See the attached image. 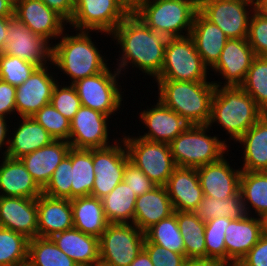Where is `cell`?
I'll use <instances>...</instances> for the list:
<instances>
[{
	"mask_svg": "<svg viewBox=\"0 0 267 266\" xmlns=\"http://www.w3.org/2000/svg\"><path fill=\"white\" fill-rule=\"evenodd\" d=\"M240 193L246 214L245 201H249L260 218L267 214V171H242Z\"/></svg>",
	"mask_w": 267,
	"mask_h": 266,
	"instance_id": "cell-37",
	"label": "cell"
},
{
	"mask_svg": "<svg viewBox=\"0 0 267 266\" xmlns=\"http://www.w3.org/2000/svg\"><path fill=\"white\" fill-rule=\"evenodd\" d=\"M232 218H214L205 221L206 261L226 266L225 229Z\"/></svg>",
	"mask_w": 267,
	"mask_h": 266,
	"instance_id": "cell-40",
	"label": "cell"
},
{
	"mask_svg": "<svg viewBox=\"0 0 267 266\" xmlns=\"http://www.w3.org/2000/svg\"><path fill=\"white\" fill-rule=\"evenodd\" d=\"M174 213L172 202L165 186H156L151 191L137 196L133 224L146 232L154 224Z\"/></svg>",
	"mask_w": 267,
	"mask_h": 266,
	"instance_id": "cell-26",
	"label": "cell"
},
{
	"mask_svg": "<svg viewBox=\"0 0 267 266\" xmlns=\"http://www.w3.org/2000/svg\"><path fill=\"white\" fill-rule=\"evenodd\" d=\"M67 156L72 161L71 199L90 196L95 180L93 148H71Z\"/></svg>",
	"mask_w": 267,
	"mask_h": 266,
	"instance_id": "cell-33",
	"label": "cell"
},
{
	"mask_svg": "<svg viewBox=\"0 0 267 266\" xmlns=\"http://www.w3.org/2000/svg\"><path fill=\"white\" fill-rule=\"evenodd\" d=\"M4 1L9 3L15 9L20 0H4Z\"/></svg>",
	"mask_w": 267,
	"mask_h": 266,
	"instance_id": "cell-60",
	"label": "cell"
},
{
	"mask_svg": "<svg viewBox=\"0 0 267 266\" xmlns=\"http://www.w3.org/2000/svg\"><path fill=\"white\" fill-rule=\"evenodd\" d=\"M260 219L262 223V235L267 237V214L262 216Z\"/></svg>",
	"mask_w": 267,
	"mask_h": 266,
	"instance_id": "cell-59",
	"label": "cell"
},
{
	"mask_svg": "<svg viewBox=\"0 0 267 266\" xmlns=\"http://www.w3.org/2000/svg\"><path fill=\"white\" fill-rule=\"evenodd\" d=\"M58 87V84L54 86L50 103L71 122L76 112L82 106L80 98L72 84L61 89Z\"/></svg>",
	"mask_w": 267,
	"mask_h": 266,
	"instance_id": "cell-47",
	"label": "cell"
},
{
	"mask_svg": "<svg viewBox=\"0 0 267 266\" xmlns=\"http://www.w3.org/2000/svg\"><path fill=\"white\" fill-rule=\"evenodd\" d=\"M76 36H64L60 43L52 47L51 62L76 81L91 77L107 68L86 31Z\"/></svg>",
	"mask_w": 267,
	"mask_h": 266,
	"instance_id": "cell-5",
	"label": "cell"
},
{
	"mask_svg": "<svg viewBox=\"0 0 267 266\" xmlns=\"http://www.w3.org/2000/svg\"><path fill=\"white\" fill-rule=\"evenodd\" d=\"M137 195L124 181L120 182L101 201L109 223H129L134 219ZM128 221V222H127Z\"/></svg>",
	"mask_w": 267,
	"mask_h": 266,
	"instance_id": "cell-35",
	"label": "cell"
},
{
	"mask_svg": "<svg viewBox=\"0 0 267 266\" xmlns=\"http://www.w3.org/2000/svg\"><path fill=\"white\" fill-rule=\"evenodd\" d=\"M117 70L112 74L108 67L91 77L80 79L73 83L76 92L84 107L99 111L107 116L120 107L122 96L117 88Z\"/></svg>",
	"mask_w": 267,
	"mask_h": 266,
	"instance_id": "cell-12",
	"label": "cell"
},
{
	"mask_svg": "<svg viewBox=\"0 0 267 266\" xmlns=\"http://www.w3.org/2000/svg\"><path fill=\"white\" fill-rule=\"evenodd\" d=\"M14 16V8L4 0H0V17Z\"/></svg>",
	"mask_w": 267,
	"mask_h": 266,
	"instance_id": "cell-55",
	"label": "cell"
},
{
	"mask_svg": "<svg viewBox=\"0 0 267 266\" xmlns=\"http://www.w3.org/2000/svg\"><path fill=\"white\" fill-rule=\"evenodd\" d=\"M7 30L3 54L17 56L38 67L45 66L46 58L51 61L52 47L47 46L49 41L33 33L17 17H9Z\"/></svg>",
	"mask_w": 267,
	"mask_h": 266,
	"instance_id": "cell-14",
	"label": "cell"
},
{
	"mask_svg": "<svg viewBox=\"0 0 267 266\" xmlns=\"http://www.w3.org/2000/svg\"><path fill=\"white\" fill-rule=\"evenodd\" d=\"M28 261L31 266H79L51 238L38 236L28 242Z\"/></svg>",
	"mask_w": 267,
	"mask_h": 266,
	"instance_id": "cell-38",
	"label": "cell"
},
{
	"mask_svg": "<svg viewBox=\"0 0 267 266\" xmlns=\"http://www.w3.org/2000/svg\"><path fill=\"white\" fill-rule=\"evenodd\" d=\"M144 250L150 256L154 266H183L188 260L185 255L172 252L164 247L150 243L146 238Z\"/></svg>",
	"mask_w": 267,
	"mask_h": 266,
	"instance_id": "cell-48",
	"label": "cell"
},
{
	"mask_svg": "<svg viewBox=\"0 0 267 266\" xmlns=\"http://www.w3.org/2000/svg\"><path fill=\"white\" fill-rule=\"evenodd\" d=\"M145 238L150 242L172 252L185 255L184 240L177 222V211L154 224L145 232Z\"/></svg>",
	"mask_w": 267,
	"mask_h": 266,
	"instance_id": "cell-39",
	"label": "cell"
},
{
	"mask_svg": "<svg viewBox=\"0 0 267 266\" xmlns=\"http://www.w3.org/2000/svg\"><path fill=\"white\" fill-rule=\"evenodd\" d=\"M237 141L244 146L241 171H267V114H264Z\"/></svg>",
	"mask_w": 267,
	"mask_h": 266,
	"instance_id": "cell-32",
	"label": "cell"
},
{
	"mask_svg": "<svg viewBox=\"0 0 267 266\" xmlns=\"http://www.w3.org/2000/svg\"><path fill=\"white\" fill-rule=\"evenodd\" d=\"M127 148L109 145L93 148V167L95 180L91 191L92 197L102 199L123 181L125 165L129 161Z\"/></svg>",
	"mask_w": 267,
	"mask_h": 266,
	"instance_id": "cell-13",
	"label": "cell"
},
{
	"mask_svg": "<svg viewBox=\"0 0 267 266\" xmlns=\"http://www.w3.org/2000/svg\"><path fill=\"white\" fill-rule=\"evenodd\" d=\"M0 190L4 197L37 198L42 194L23 162L8 156L0 166Z\"/></svg>",
	"mask_w": 267,
	"mask_h": 266,
	"instance_id": "cell-28",
	"label": "cell"
},
{
	"mask_svg": "<svg viewBox=\"0 0 267 266\" xmlns=\"http://www.w3.org/2000/svg\"><path fill=\"white\" fill-rule=\"evenodd\" d=\"M255 57L253 48L245 39H228L219 60L212 67L228 82L224 86H241Z\"/></svg>",
	"mask_w": 267,
	"mask_h": 266,
	"instance_id": "cell-18",
	"label": "cell"
},
{
	"mask_svg": "<svg viewBox=\"0 0 267 266\" xmlns=\"http://www.w3.org/2000/svg\"><path fill=\"white\" fill-rule=\"evenodd\" d=\"M56 81L47 73V67H37L31 76L16 87V111L21 117H31L51 101Z\"/></svg>",
	"mask_w": 267,
	"mask_h": 266,
	"instance_id": "cell-16",
	"label": "cell"
},
{
	"mask_svg": "<svg viewBox=\"0 0 267 266\" xmlns=\"http://www.w3.org/2000/svg\"><path fill=\"white\" fill-rule=\"evenodd\" d=\"M177 222L188 260H206L205 221L193 212L177 211Z\"/></svg>",
	"mask_w": 267,
	"mask_h": 266,
	"instance_id": "cell-34",
	"label": "cell"
},
{
	"mask_svg": "<svg viewBox=\"0 0 267 266\" xmlns=\"http://www.w3.org/2000/svg\"><path fill=\"white\" fill-rule=\"evenodd\" d=\"M92 266H110L106 263H103L102 261L95 262Z\"/></svg>",
	"mask_w": 267,
	"mask_h": 266,
	"instance_id": "cell-61",
	"label": "cell"
},
{
	"mask_svg": "<svg viewBox=\"0 0 267 266\" xmlns=\"http://www.w3.org/2000/svg\"><path fill=\"white\" fill-rule=\"evenodd\" d=\"M109 116L81 106L70 122L69 144L75 149L104 148L107 145Z\"/></svg>",
	"mask_w": 267,
	"mask_h": 266,
	"instance_id": "cell-15",
	"label": "cell"
},
{
	"mask_svg": "<svg viewBox=\"0 0 267 266\" xmlns=\"http://www.w3.org/2000/svg\"><path fill=\"white\" fill-rule=\"evenodd\" d=\"M193 213L202 221L214 218H243L246 214L240 190L228 198L216 199L210 196H203L199 206Z\"/></svg>",
	"mask_w": 267,
	"mask_h": 266,
	"instance_id": "cell-36",
	"label": "cell"
},
{
	"mask_svg": "<svg viewBox=\"0 0 267 266\" xmlns=\"http://www.w3.org/2000/svg\"><path fill=\"white\" fill-rule=\"evenodd\" d=\"M14 16L47 41L63 33L65 20L41 0H20L14 9Z\"/></svg>",
	"mask_w": 267,
	"mask_h": 266,
	"instance_id": "cell-20",
	"label": "cell"
},
{
	"mask_svg": "<svg viewBox=\"0 0 267 266\" xmlns=\"http://www.w3.org/2000/svg\"><path fill=\"white\" fill-rule=\"evenodd\" d=\"M183 266H219V265L206 260H187V262Z\"/></svg>",
	"mask_w": 267,
	"mask_h": 266,
	"instance_id": "cell-56",
	"label": "cell"
},
{
	"mask_svg": "<svg viewBox=\"0 0 267 266\" xmlns=\"http://www.w3.org/2000/svg\"><path fill=\"white\" fill-rule=\"evenodd\" d=\"M38 237L53 235L73 228L71 200L52 198L43 193L37 197Z\"/></svg>",
	"mask_w": 267,
	"mask_h": 266,
	"instance_id": "cell-23",
	"label": "cell"
},
{
	"mask_svg": "<svg viewBox=\"0 0 267 266\" xmlns=\"http://www.w3.org/2000/svg\"><path fill=\"white\" fill-rule=\"evenodd\" d=\"M23 122L14 138L6 141L9 146L4 155L20 159L31 152L51 144L55 139L33 117H22Z\"/></svg>",
	"mask_w": 267,
	"mask_h": 266,
	"instance_id": "cell-30",
	"label": "cell"
},
{
	"mask_svg": "<svg viewBox=\"0 0 267 266\" xmlns=\"http://www.w3.org/2000/svg\"><path fill=\"white\" fill-rule=\"evenodd\" d=\"M12 266H31V264L29 263V261H25V262H22V263H19V264H16V265H12Z\"/></svg>",
	"mask_w": 267,
	"mask_h": 266,
	"instance_id": "cell-62",
	"label": "cell"
},
{
	"mask_svg": "<svg viewBox=\"0 0 267 266\" xmlns=\"http://www.w3.org/2000/svg\"><path fill=\"white\" fill-rule=\"evenodd\" d=\"M132 12V0H79L71 21L78 30H100L111 35Z\"/></svg>",
	"mask_w": 267,
	"mask_h": 266,
	"instance_id": "cell-10",
	"label": "cell"
},
{
	"mask_svg": "<svg viewBox=\"0 0 267 266\" xmlns=\"http://www.w3.org/2000/svg\"><path fill=\"white\" fill-rule=\"evenodd\" d=\"M257 8L262 11L265 15H267V0H260L257 3Z\"/></svg>",
	"mask_w": 267,
	"mask_h": 266,
	"instance_id": "cell-58",
	"label": "cell"
},
{
	"mask_svg": "<svg viewBox=\"0 0 267 266\" xmlns=\"http://www.w3.org/2000/svg\"><path fill=\"white\" fill-rule=\"evenodd\" d=\"M72 161L66 156L56 167L42 193L52 198L71 200Z\"/></svg>",
	"mask_w": 267,
	"mask_h": 266,
	"instance_id": "cell-45",
	"label": "cell"
},
{
	"mask_svg": "<svg viewBox=\"0 0 267 266\" xmlns=\"http://www.w3.org/2000/svg\"><path fill=\"white\" fill-rule=\"evenodd\" d=\"M199 0H132V12L153 31L166 37H182V29L190 35ZM180 31V32H179Z\"/></svg>",
	"mask_w": 267,
	"mask_h": 266,
	"instance_id": "cell-4",
	"label": "cell"
},
{
	"mask_svg": "<svg viewBox=\"0 0 267 266\" xmlns=\"http://www.w3.org/2000/svg\"><path fill=\"white\" fill-rule=\"evenodd\" d=\"M56 246L79 266H92L100 261L99 238L75 227L51 237Z\"/></svg>",
	"mask_w": 267,
	"mask_h": 266,
	"instance_id": "cell-27",
	"label": "cell"
},
{
	"mask_svg": "<svg viewBox=\"0 0 267 266\" xmlns=\"http://www.w3.org/2000/svg\"><path fill=\"white\" fill-rule=\"evenodd\" d=\"M206 73L207 66L190 35L168 38L162 69L156 80L206 81Z\"/></svg>",
	"mask_w": 267,
	"mask_h": 266,
	"instance_id": "cell-7",
	"label": "cell"
},
{
	"mask_svg": "<svg viewBox=\"0 0 267 266\" xmlns=\"http://www.w3.org/2000/svg\"><path fill=\"white\" fill-rule=\"evenodd\" d=\"M15 94L16 87L0 79V117L16 111Z\"/></svg>",
	"mask_w": 267,
	"mask_h": 266,
	"instance_id": "cell-51",
	"label": "cell"
},
{
	"mask_svg": "<svg viewBox=\"0 0 267 266\" xmlns=\"http://www.w3.org/2000/svg\"><path fill=\"white\" fill-rule=\"evenodd\" d=\"M203 196L224 199L240 190L241 170H233L222 157L219 161L196 168Z\"/></svg>",
	"mask_w": 267,
	"mask_h": 266,
	"instance_id": "cell-21",
	"label": "cell"
},
{
	"mask_svg": "<svg viewBox=\"0 0 267 266\" xmlns=\"http://www.w3.org/2000/svg\"><path fill=\"white\" fill-rule=\"evenodd\" d=\"M51 10L59 14L67 23L71 21L74 11L75 4L72 0H41Z\"/></svg>",
	"mask_w": 267,
	"mask_h": 266,
	"instance_id": "cell-52",
	"label": "cell"
},
{
	"mask_svg": "<svg viewBox=\"0 0 267 266\" xmlns=\"http://www.w3.org/2000/svg\"><path fill=\"white\" fill-rule=\"evenodd\" d=\"M55 140H69L70 121L58 112L51 103L43 106L33 116Z\"/></svg>",
	"mask_w": 267,
	"mask_h": 266,
	"instance_id": "cell-44",
	"label": "cell"
},
{
	"mask_svg": "<svg viewBox=\"0 0 267 266\" xmlns=\"http://www.w3.org/2000/svg\"><path fill=\"white\" fill-rule=\"evenodd\" d=\"M251 1H253V2H255L257 4L260 0H255V1L254 0H251Z\"/></svg>",
	"mask_w": 267,
	"mask_h": 266,
	"instance_id": "cell-63",
	"label": "cell"
},
{
	"mask_svg": "<svg viewBox=\"0 0 267 266\" xmlns=\"http://www.w3.org/2000/svg\"><path fill=\"white\" fill-rule=\"evenodd\" d=\"M71 145L66 140H54L20 158L26 169L43 190L50 181L56 167L68 155Z\"/></svg>",
	"mask_w": 267,
	"mask_h": 266,
	"instance_id": "cell-24",
	"label": "cell"
},
{
	"mask_svg": "<svg viewBox=\"0 0 267 266\" xmlns=\"http://www.w3.org/2000/svg\"><path fill=\"white\" fill-rule=\"evenodd\" d=\"M216 88L211 101L209 124L217 121L236 141L252 127L265 113L255 100L240 86Z\"/></svg>",
	"mask_w": 267,
	"mask_h": 266,
	"instance_id": "cell-3",
	"label": "cell"
},
{
	"mask_svg": "<svg viewBox=\"0 0 267 266\" xmlns=\"http://www.w3.org/2000/svg\"><path fill=\"white\" fill-rule=\"evenodd\" d=\"M165 187L174 211L193 212L203 198L196 168L176 167Z\"/></svg>",
	"mask_w": 267,
	"mask_h": 266,
	"instance_id": "cell-22",
	"label": "cell"
},
{
	"mask_svg": "<svg viewBox=\"0 0 267 266\" xmlns=\"http://www.w3.org/2000/svg\"><path fill=\"white\" fill-rule=\"evenodd\" d=\"M248 4L257 7L251 0H199V12L217 25L228 39H245L250 21L245 8Z\"/></svg>",
	"mask_w": 267,
	"mask_h": 266,
	"instance_id": "cell-11",
	"label": "cell"
},
{
	"mask_svg": "<svg viewBox=\"0 0 267 266\" xmlns=\"http://www.w3.org/2000/svg\"><path fill=\"white\" fill-rule=\"evenodd\" d=\"M111 34H114L123 50L118 71L131 61L151 76L160 74L168 37L147 27L133 12Z\"/></svg>",
	"mask_w": 267,
	"mask_h": 266,
	"instance_id": "cell-1",
	"label": "cell"
},
{
	"mask_svg": "<svg viewBox=\"0 0 267 266\" xmlns=\"http://www.w3.org/2000/svg\"><path fill=\"white\" fill-rule=\"evenodd\" d=\"M71 208L74 227L85 234L100 238L110 224L99 198L86 196L71 199Z\"/></svg>",
	"mask_w": 267,
	"mask_h": 266,
	"instance_id": "cell-31",
	"label": "cell"
},
{
	"mask_svg": "<svg viewBox=\"0 0 267 266\" xmlns=\"http://www.w3.org/2000/svg\"><path fill=\"white\" fill-rule=\"evenodd\" d=\"M236 266H267V237L262 235Z\"/></svg>",
	"mask_w": 267,
	"mask_h": 266,
	"instance_id": "cell-50",
	"label": "cell"
},
{
	"mask_svg": "<svg viewBox=\"0 0 267 266\" xmlns=\"http://www.w3.org/2000/svg\"><path fill=\"white\" fill-rule=\"evenodd\" d=\"M249 21L247 41L255 56L267 57V15L254 7Z\"/></svg>",
	"mask_w": 267,
	"mask_h": 266,
	"instance_id": "cell-46",
	"label": "cell"
},
{
	"mask_svg": "<svg viewBox=\"0 0 267 266\" xmlns=\"http://www.w3.org/2000/svg\"><path fill=\"white\" fill-rule=\"evenodd\" d=\"M141 119L149 132L140 138L152 142L171 143L190 124L160 100L155 108L141 112Z\"/></svg>",
	"mask_w": 267,
	"mask_h": 266,
	"instance_id": "cell-25",
	"label": "cell"
},
{
	"mask_svg": "<svg viewBox=\"0 0 267 266\" xmlns=\"http://www.w3.org/2000/svg\"><path fill=\"white\" fill-rule=\"evenodd\" d=\"M130 223H110L99 238L100 261L129 266L144 249L145 233Z\"/></svg>",
	"mask_w": 267,
	"mask_h": 266,
	"instance_id": "cell-9",
	"label": "cell"
},
{
	"mask_svg": "<svg viewBox=\"0 0 267 266\" xmlns=\"http://www.w3.org/2000/svg\"><path fill=\"white\" fill-rule=\"evenodd\" d=\"M29 239L23 234L0 227V266H12L28 260Z\"/></svg>",
	"mask_w": 267,
	"mask_h": 266,
	"instance_id": "cell-42",
	"label": "cell"
},
{
	"mask_svg": "<svg viewBox=\"0 0 267 266\" xmlns=\"http://www.w3.org/2000/svg\"><path fill=\"white\" fill-rule=\"evenodd\" d=\"M74 4H76L79 0H72Z\"/></svg>",
	"mask_w": 267,
	"mask_h": 266,
	"instance_id": "cell-64",
	"label": "cell"
},
{
	"mask_svg": "<svg viewBox=\"0 0 267 266\" xmlns=\"http://www.w3.org/2000/svg\"><path fill=\"white\" fill-rule=\"evenodd\" d=\"M5 121H6L5 118L0 117V147H2L3 144H5L4 140L7 137L6 134L8 129Z\"/></svg>",
	"mask_w": 267,
	"mask_h": 266,
	"instance_id": "cell-57",
	"label": "cell"
},
{
	"mask_svg": "<svg viewBox=\"0 0 267 266\" xmlns=\"http://www.w3.org/2000/svg\"><path fill=\"white\" fill-rule=\"evenodd\" d=\"M9 17H0V53H2L7 41V27Z\"/></svg>",
	"mask_w": 267,
	"mask_h": 266,
	"instance_id": "cell-53",
	"label": "cell"
},
{
	"mask_svg": "<svg viewBox=\"0 0 267 266\" xmlns=\"http://www.w3.org/2000/svg\"><path fill=\"white\" fill-rule=\"evenodd\" d=\"M240 87L267 114V57L255 56L253 58L246 78Z\"/></svg>",
	"mask_w": 267,
	"mask_h": 266,
	"instance_id": "cell-41",
	"label": "cell"
},
{
	"mask_svg": "<svg viewBox=\"0 0 267 266\" xmlns=\"http://www.w3.org/2000/svg\"><path fill=\"white\" fill-rule=\"evenodd\" d=\"M0 227L33 239L38 236L37 198L0 196Z\"/></svg>",
	"mask_w": 267,
	"mask_h": 266,
	"instance_id": "cell-17",
	"label": "cell"
},
{
	"mask_svg": "<svg viewBox=\"0 0 267 266\" xmlns=\"http://www.w3.org/2000/svg\"><path fill=\"white\" fill-rule=\"evenodd\" d=\"M37 67L17 56L0 53V79L12 86L21 85Z\"/></svg>",
	"mask_w": 267,
	"mask_h": 266,
	"instance_id": "cell-43",
	"label": "cell"
},
{
	"mask_svg": "<svg viewBox=\"0 0 267 266\" xmlns=\"http://www.w3.org/2000/svg\"><path fill=\"white\" fill-rule=\"evenodd\" d=\"M129 159L157 186H165L177 167L170 145L164 142H152L143 138H124Z\"/></svg>",
	"mask_w": 267,
	"mask_h": 266,
	"instance_id": "cell-8",
	"label": "cell"
},
{
	"mask_svg": "<svg viewBox=\"0 0 267 266\" xmlns=\"http://www.w3.org/2000/svg\"><path fill=\"white\" fill-rule=\"evenodd\" d=\"M190 36L204 64L213 67L219 60L228 37L199 11L195 15Z\"/></svg>",
	"mask_w": 267,
	"mask_h": 266,
	"instance_id": "cell-29",
	"label": "cell"
},
{
	"mask_svg": "<svg viewBox=\"0 0 267 266\" xmlns=\"http://www.w3.org/2000/svg\"><path fill=\"white\" fill-rule=\"evenodd\" d=\"M123 181L129 185L137 196L149 192L157 186L130 160L125 165Z\"/></svg>",
	"mask_w": 267,
	"mask_h": 266,
	"instance_id": "cell-49",
	"label": "cell"
},
{
	"mask_svg": "<svg viewBox=\"0 0 267 266\" xmlns=\"http://www.w3.org/2000/svg\"><path fill=\"white\" fill-rule=\"evenodd\" d=\"M129 266H154L151 262L150 256L143 249Z\"/></svg>",
	"mask_w": 267,
	"mask_h": 266,
	"instance_id": "cell-54",
	"label": "cell"
},
{
	"mask_svg": "<svg viewBox=\"0 0 267 266\" xmlns=\"http://www.w3.org/2000/svg\"><path fill=\"white\" fill-rule=\"evenodd\" d=\"M225 230L226 266H236L259 241L262 223L260 218L247 214L243 218L232 219Z\"/></svg>",
	"mask_w": 267,
	"mask_h": 266,
	"instance_id": "cell-19",
	"label": "cell"
},
{
	"mask_svg": "<svg viewBox=\"0 0 267 266\" xmlns=\"http://www.w3.org/2000/svg\"><path fill=\"white\" fill-rule=\"evenodd\" d=\"M209 125H189L171 143L170 149L177 167L198 168L219 161L227 145L217 137L207 136Z\"/></svg>",
	"mask_w": 267,
	"mask_h": 266,
	"instance_id": "cell-6",
	"label": "cell"
},
{
	"mask_svg": "<svg viewBox=\"0 0 267 266\" xmlns=\"http://www.w3.org/2000/svg\"><path fill=\"white\" fill-rule=\"evenodd\" d=\"M159 100L190 125H208L215 83L207 81L157 80Z\"/></svg>",
	"mask_w": 267,
	"mask_h": 266,
	"instance_id": "cell-2",
	"label": "cell"
}]
</instances>
